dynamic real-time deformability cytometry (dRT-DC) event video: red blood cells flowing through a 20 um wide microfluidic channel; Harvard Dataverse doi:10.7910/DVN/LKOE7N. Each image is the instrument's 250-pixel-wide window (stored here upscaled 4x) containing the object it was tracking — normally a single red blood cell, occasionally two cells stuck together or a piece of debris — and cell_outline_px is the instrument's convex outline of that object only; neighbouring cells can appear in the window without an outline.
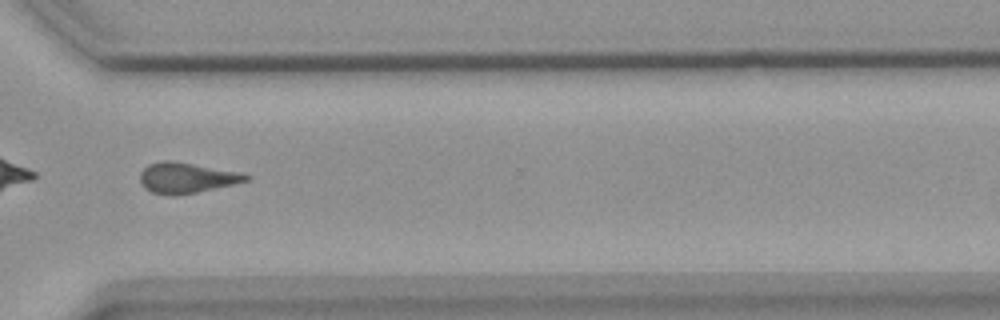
{"species": "common noctule bat (a hibernating species)", "species_latin": "Nyctalus noctula", "temperature_condition": "warm", "stored_images_in_passage": 44, "camera_frame_rate_fps": 3000, "um_per_image_px": 0.085, "animal": {"sex": "female", "body_mass_g": 18.4}, "frame": {"image": 1, "passage_image": 32, "time_ms": 10.333, "image_size_px": [1000, 320], "cell_outline_px": [[248, 180], [232, 184], [196, 192], [176, 196], [168, 196], [152, 192], [144, 188], [140, 184], [140, 172], [148, 164], [160, 160], [172, 160], [236, 172], [248, 176]], "centroid_in_image_um": [15.73, 15.12], "position_along_channel_um": 354.9, "area_um2": 18.61}}